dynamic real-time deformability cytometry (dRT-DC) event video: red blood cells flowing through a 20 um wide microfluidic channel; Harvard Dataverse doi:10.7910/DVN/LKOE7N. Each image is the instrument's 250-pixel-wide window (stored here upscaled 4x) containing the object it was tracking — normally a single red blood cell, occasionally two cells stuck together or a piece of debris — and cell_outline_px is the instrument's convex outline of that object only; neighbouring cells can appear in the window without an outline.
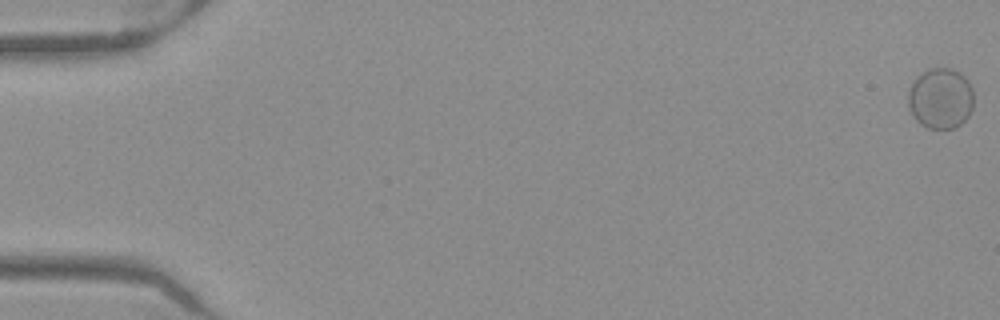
{"species": "Egyptian fruit bat (a non-hibernating species)", "species_latin": "Rousettus aegyptiacus", "temperature_condition": "warm", "stored_images_in_passage": 53, "camera_frame_rate_fps": 3000, "um_per_image_px": 0.085, "frame": {"image": 1, "passage_image": 1, "time_ms": 0.0, "image_size_px": [1000, 320], "cell_outline_px": [[972, 108], [968, 116], [960, 124], [952, 128], [928, 128], [920, 124], [912, 116], [908, 104], [908, 92], [912, 80], [916, 76], [928, 68], [952, 68], [960, 72], [968, 80], [972, 88]], "centroid_in_image_um": [79.92, 8.34], "position_along_channel_um": 5.1, "area_um2": 23.41}}
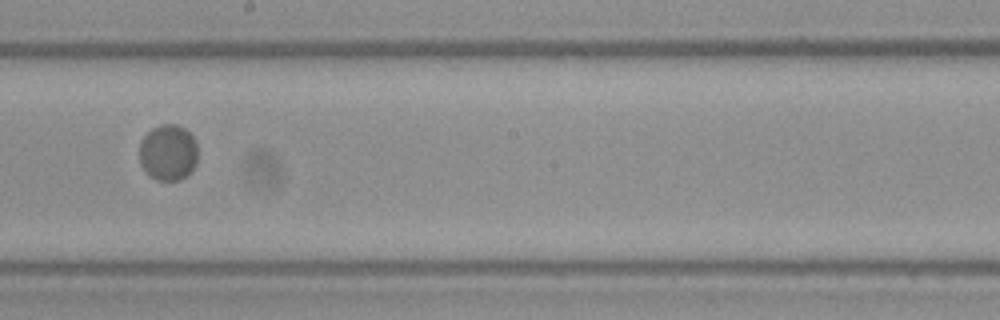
{"frame": {"image": 2, "passage_image": 31, "time_ms": 10.0, "image_size_px": [1000, 320], "cell_outline_px": [[196, 164], [180, 180], [156, 180], [140, 164], [140, 140], [152, 128], [160, 124], [176, 124], [184, 128], [192, 136], [196, 144]], "centroid_in_image_um": [14.27, 12.94], "position_along_channel_um": 233.9, "area_um2": 18.79}}
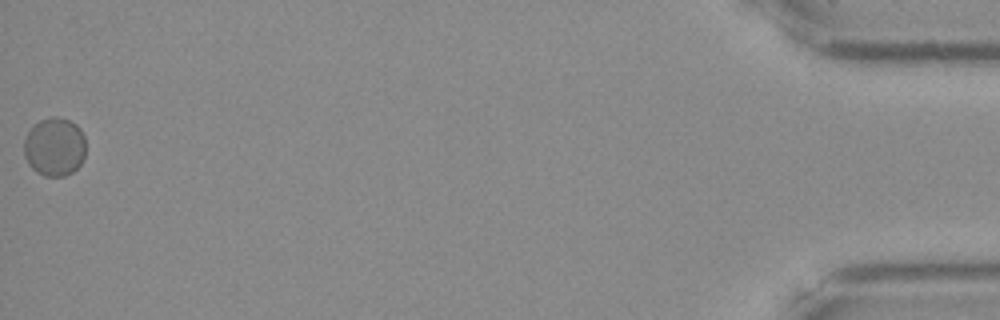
{"frame": {"image": 3, "passage_image": 53, "time_ms": 17.333, "image_size_px": [1000, 320], "cell_outline_px": [[84, 160], [72, 172], [64, 176], [44, 176], [36, 172], [28, 164], [24, 156], [24, 140], [28, 132], [40, 120], [52, 116], [60, 116], [76, 124], [80, 128], [84, 136]], "centroid_in_image_um": [4.63, 12.48], "position_along_channel_um": 430.6, "area_um2": 21.15}}